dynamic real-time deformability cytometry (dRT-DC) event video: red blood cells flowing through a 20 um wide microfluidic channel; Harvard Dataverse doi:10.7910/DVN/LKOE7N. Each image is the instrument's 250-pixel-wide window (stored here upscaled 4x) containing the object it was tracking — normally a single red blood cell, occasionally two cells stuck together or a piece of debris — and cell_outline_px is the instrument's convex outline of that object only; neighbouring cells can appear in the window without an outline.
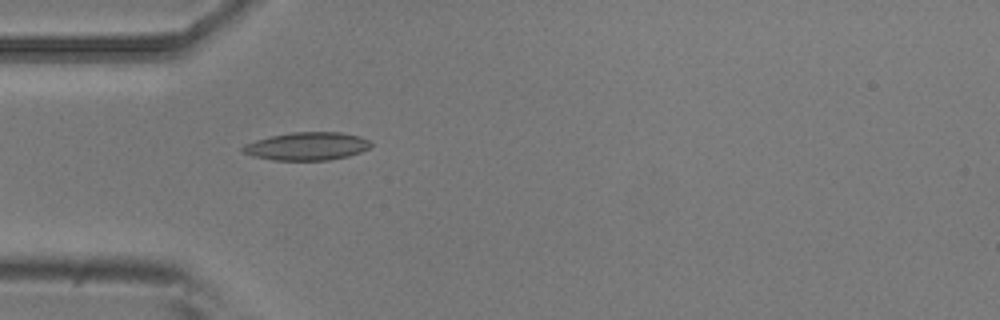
{"species": "common noctule bat (a hibernating species)", "species_latin": "Nyctalus noctula", "temperature_condition": "room temperature", "stored_images_in_passage": 2, "camera_frame_rate_fps": 3000, "um_per_image_px": 0.085, "animal": {"sex": "male", "body_mass_g": 20.5, "forearm_length_mm": 52.5}, "frame": {"image": 1, "passage_image": 2, "time_ms": 0.333, "image_size_px": [1000, 320], "cell_outline_px": [[372, 144], [368, 148], [360, 152], [348, 156], [328, 160], [272, 160], [252, 156], [244, 152], [240, 148], [244, 144], [268, 136], [292, 132], [340, 132], [360, 136], [368, 140]], "centroid_in_image_um": [26.06, 12.42], "position_along_channel_um": 58.9, "area_um2": 20.92}}